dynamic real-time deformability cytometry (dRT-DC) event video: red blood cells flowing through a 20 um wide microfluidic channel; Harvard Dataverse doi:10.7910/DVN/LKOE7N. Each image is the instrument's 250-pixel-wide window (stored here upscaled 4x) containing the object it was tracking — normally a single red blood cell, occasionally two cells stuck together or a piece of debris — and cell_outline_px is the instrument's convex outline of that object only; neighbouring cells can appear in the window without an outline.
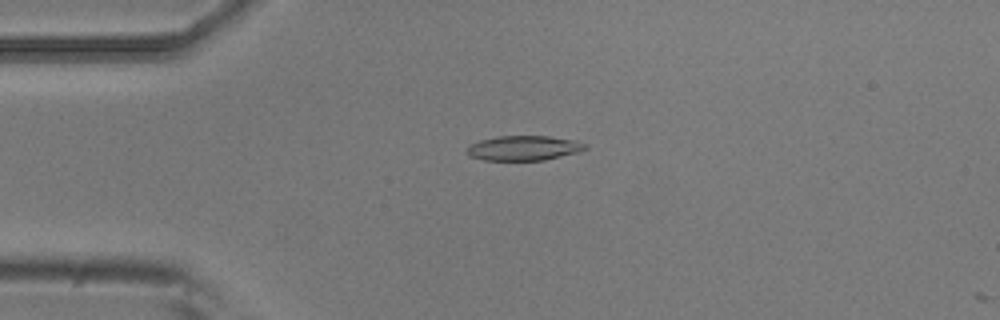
{"species": "common noctule bat (a hibernating species)", "species_latin": "Nyctalus noctula", "temperature_condition": "room temperature", "stored_images_in_passage": 4, "camera_frame_rate_fps": 3000, "um_per_image_px": 0.085, "animal": {"sex": "male", "body_mass_g": 20.5, "forearm_length_mm": 52.5}, "frame": {"image": 1, "passage_image": 4, "time_ms": 1.0, "image_size_px": [1000, 320], "cell_outline_px": [[588, 148], [576, 152], [544, 160], [484, 160], [468, 156], [464, 152], [468, 144], [480, 140], [496, 136], [548, 136], [576, 140], [588, 144]], "centroid_in_image_um": [44.46, 12.58], "position_along_channel_um": 40.5, "area_um2": 17.28}}